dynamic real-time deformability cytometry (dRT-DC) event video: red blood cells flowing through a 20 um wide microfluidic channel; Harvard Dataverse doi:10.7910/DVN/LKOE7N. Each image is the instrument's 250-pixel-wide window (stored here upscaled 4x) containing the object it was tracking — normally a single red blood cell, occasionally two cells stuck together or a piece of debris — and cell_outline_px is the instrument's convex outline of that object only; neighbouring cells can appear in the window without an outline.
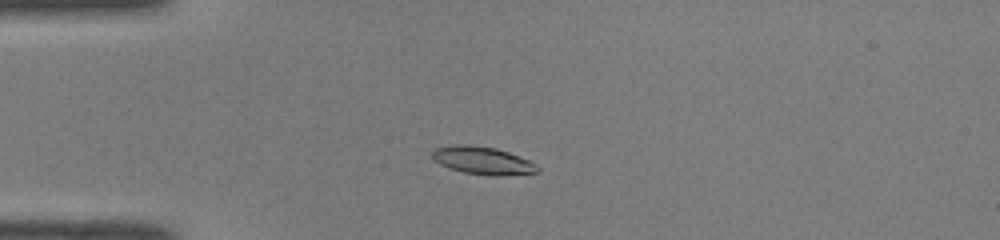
{"species": "common noctule bat (a hibernating species)", "species_latin": "Nyctalus noctula", "temperature_condition": "room temperature", "stored_images_in_passage": 35, "camera_frame_rate_fps": 3000, "um_per_image_px": 0.085, "animal": {"sex": "male", "body_mass_g": 19.0, "forearm_length_mm": 50.8}, "frame": {"image": 1, "passage_image": 10, "time_ms": 3.0, "image_size_px": [1000, 240], "cell_outline_px": [[540, 172], [500, 176], [488, 176], [464, 172], [448, 168], [432, 160], [432, 152], [436, 148], [452, 144], [468, 144], [496, 148], [508, 152], [528, 160], [536, 164], [540, 168]], "centroid_in_image_um": [41.01, 13.65], "position_along_channel_um": 44.0, "area_um2": 17.22}}
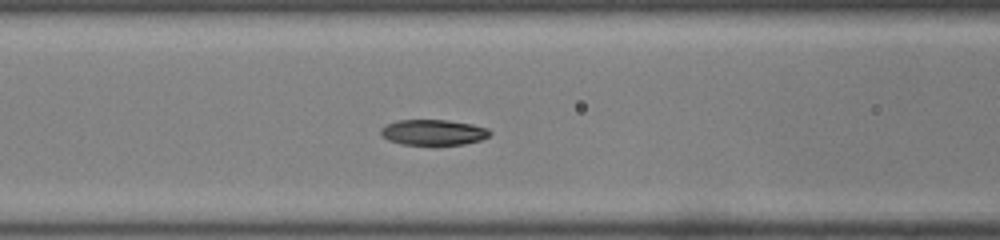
{"frame": {"image": 2, "passage_image": 18, "time_ms": 5.667, "image_size_px": [1000, 240], "cell_outline_px": [[492, 132], [488, 136], [480, 140], [464, 144], [436, 148], [432, 148], [400, 144], [388, 140], [380, 136], [380, 128], [388, 124], [400, 120], [448, 120], [472, 124], [488, 128]], "centroid_in_image_um": [36.82, 11.31], "position_along_channel_um": 129.8, "area_um2": 17.17}}
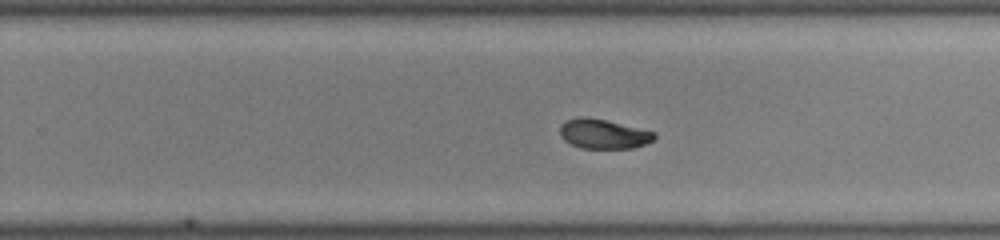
{"frame": {"image": 3, "passage_image": 29, "time_ms": 9.333, "image_size_px": [1000, 240], "cell_outline_px": [[656, 136], [652, 140], [644, 144], [632, 148], [580, 148], [564, 140], [560, 136], [560, 124], [564, 120], [576, 116], [584, 116], [604, 120], [656, 132]], "centroid_in_image_um": [51.23, 11.37], "position_along_channel_um": 278.6, "area_um2": 16.24}}